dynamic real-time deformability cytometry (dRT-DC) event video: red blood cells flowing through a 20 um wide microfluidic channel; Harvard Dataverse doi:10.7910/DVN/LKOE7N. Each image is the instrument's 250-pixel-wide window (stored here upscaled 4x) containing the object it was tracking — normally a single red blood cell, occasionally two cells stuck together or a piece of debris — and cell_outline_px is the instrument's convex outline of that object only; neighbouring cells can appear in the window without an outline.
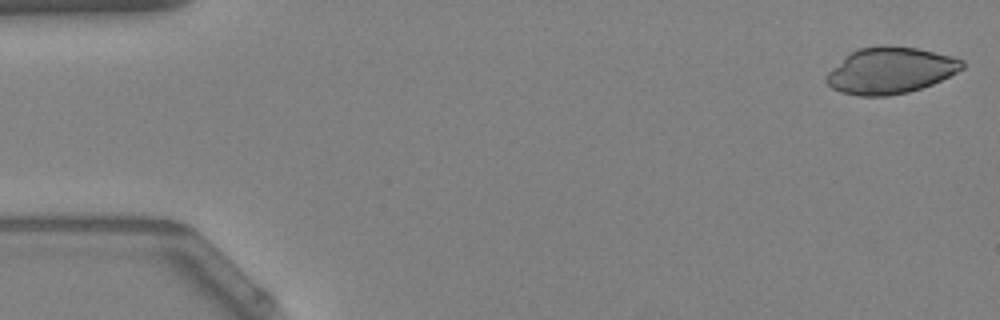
{"species": "Egyptian fruit bat (a non-hibernating species)", "species_latin": "Rousettus aegyptiacus", "temperature_condition": "warm", "stored_images_in_passage": 52, "camera_frame_rate_fps": 3000, "um_per_image_px": 0.085, "animal": {"sex": "female"}, "frame": {"image": 1, "passage_image": 1, "time_ms": 0.0, "image_size_px": [1000, 320], "cell_outline_px": [[964, 68], [932, 84], [908, 92], [888, 96], [856, 96], [840, 92], [832, 88], [824, 80], [828, 72], [832, 68], [852, 52], [860, 48], [884, 44], [888, 44], [916, 48], [952, 56], [964, 60]], "centroid_in_image_um": [75.67, 5.99], "position_along_channel_um": 9.3, "area_um2": 36.65}}